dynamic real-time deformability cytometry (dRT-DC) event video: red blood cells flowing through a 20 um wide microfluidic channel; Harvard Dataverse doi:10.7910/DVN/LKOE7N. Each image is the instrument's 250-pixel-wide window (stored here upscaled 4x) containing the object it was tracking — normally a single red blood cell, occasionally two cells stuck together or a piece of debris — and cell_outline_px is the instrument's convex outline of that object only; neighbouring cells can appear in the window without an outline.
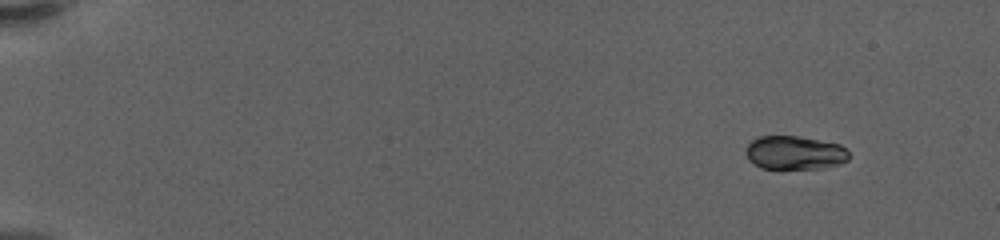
{"species": "human", "species_latin": "Homo sapiens", "temperature_condition": "warm", "stored_images_in_passage": 46, "camera_frame_rate_fps": 3000, "um_per_image_px": 0.085, "donor": {"sex": "female"}, "frame": {"image": 1, "passage_image": 1, "time_ms": 0.0, "image_size_px": [1000, 240], "cell_outline_px": [[848, 160], [840, 164], [820, 168], [760, 168], [748, 160], [748, 144], [752, 140], [760, 136], [796, 136], [840, 144], [848, 152]], "centroid_in_image_um": [67.56, 12.98], "position_along_channel_um": 17.4, "area_um2": 19.88}}
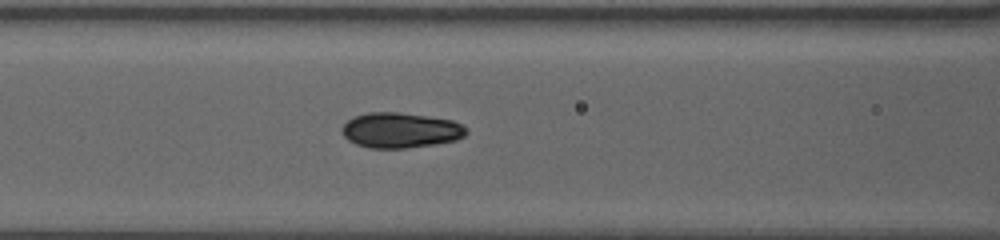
{"frame": {"image": 2, "passage_image": 20, "time_ms": 6.333, "image_size_px": [1000, 240], "cell_outline_px": [[468, 132], [464, 136], [456, 140], [436, 144], [408, 148], [368, 148], [356, 144], [348, 140], [340, 132], [340, 128], [348, 120], [356, 116], [368, 112], [396, 112], [428, 116], [452, 120], [468, 128]], "centroid_in_image_um": [34.03, 11.08], "position_along_channel_um": 132.6, "area_um2": 25.72}}
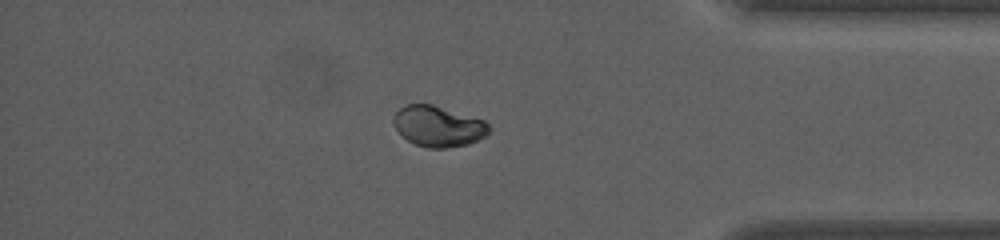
{"frame": {"image": 3, "passage_image": 40, "time_ms": 13.0, "image_size_px": [1000, 240], "cell_outline_px": [[492, 128], [484, 136], [468, 144], [444, 148], [428, 148], [416, 144], [408, 140], [392, 124], [392, 116], [400, 108], [408, 104], [432, 104], [484, 120]], "centroid_in_image_um": [37.23, 10.72], "position_along_channel_um": 398.0, "area_um2": 22.48}, "authors_computed_cell_mechanics": {"area_um2": 23.7558, "velocity_mm_per_s": 3.6089, "shape_relaxation_time_tau1_ms": 1.9585, "shape_relaxation_time_tau2_ms": null, "deformation_change_tau1": 0.0402, "deformation_change_tau2": null}}